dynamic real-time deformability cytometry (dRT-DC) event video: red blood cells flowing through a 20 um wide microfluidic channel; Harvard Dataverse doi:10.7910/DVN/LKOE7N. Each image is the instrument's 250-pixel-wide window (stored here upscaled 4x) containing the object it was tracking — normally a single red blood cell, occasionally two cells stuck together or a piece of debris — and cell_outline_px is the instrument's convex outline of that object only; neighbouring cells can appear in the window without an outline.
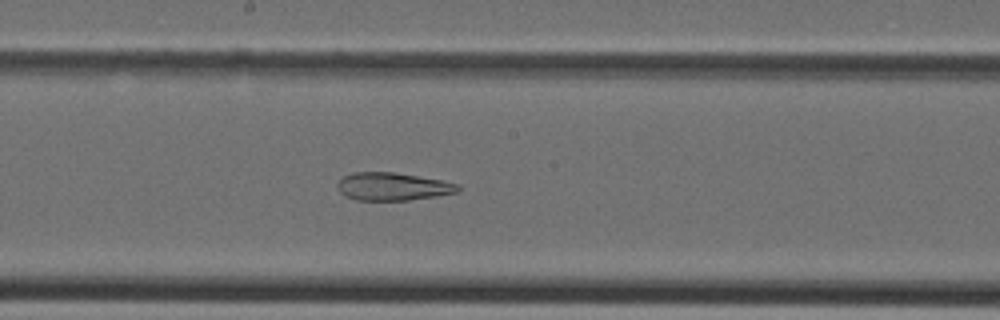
{"species": "Egyptian fruit bat (a non-hibernating species)", "species_latin": "Rousettus aegyptiacus", "temperature_condition": "cold", "stored_images_in_passage": 33, "camera_frame_rate_fps": 3000, "um_per_image_px": 0.085, "animal": {"sex": "female"}, "frame": {"image": 1, "passage_image": 15, "time_ms": 4.667, "image_size_px": [1000, 320], "cell_outline_px": [[460, 188], [456, 192], [436, 196], [408, 200], [356, 200], [340, 192], [336, 184], [344, 176], [352, 172], [392, 172], [440, 180], [460, 184]], "centroid_in_image_um": [33.37, 15.85], "position_along_channel_um": 214.8, "area_um2": 19.31}}
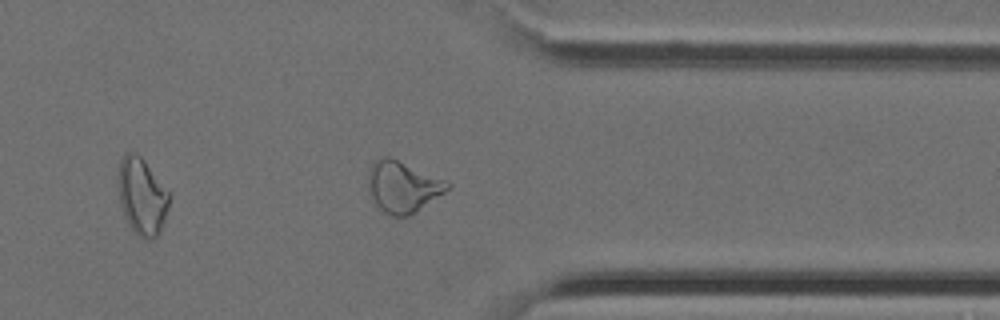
{"frame": {"image": 2, "passage_image": 25, "time_ms": 8.0, "image_size_px": [1000, 320], "cell_outline_px": [[452, 188], [408, 216], [392, 216], [380, 212], [376, 208], [372, 200], [368, 184], [368, 168], [376, 160], [384, 156], [388, 156], [448, 180], [452, 184]], "centroid_in_image_um": [34.24, 15.88], "position_along_channel_um": 377.2, "area_um2": 24.04}}
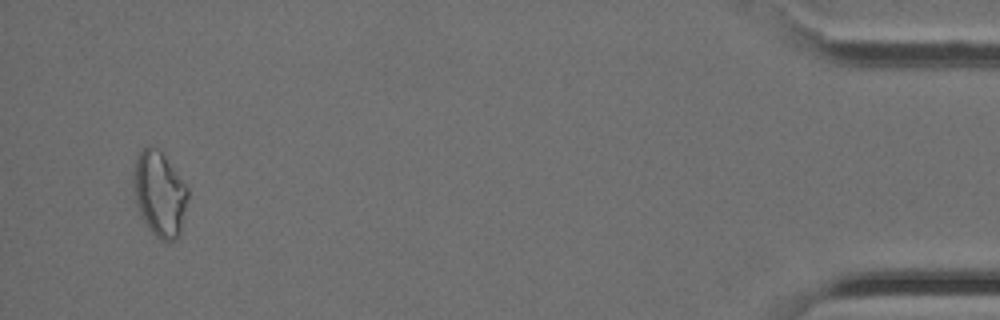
{"frame": {"image": 3, "passage_image": 32, "time_ms": 10.333, "image_size_px": [1000, 320], "cell_outline_px": [[188, 200], [180, 232], [176, 240], [160, 240], [148, 228], [136, 204], [132, 172], [136, 160], [140, 152], [148, 144], [152, 144], [164, 156], [188, 188]], "centroid_in_image_um": [13.56, 16.48], "position_along_channel_um": 421.6, "area_um2": 26.65}}